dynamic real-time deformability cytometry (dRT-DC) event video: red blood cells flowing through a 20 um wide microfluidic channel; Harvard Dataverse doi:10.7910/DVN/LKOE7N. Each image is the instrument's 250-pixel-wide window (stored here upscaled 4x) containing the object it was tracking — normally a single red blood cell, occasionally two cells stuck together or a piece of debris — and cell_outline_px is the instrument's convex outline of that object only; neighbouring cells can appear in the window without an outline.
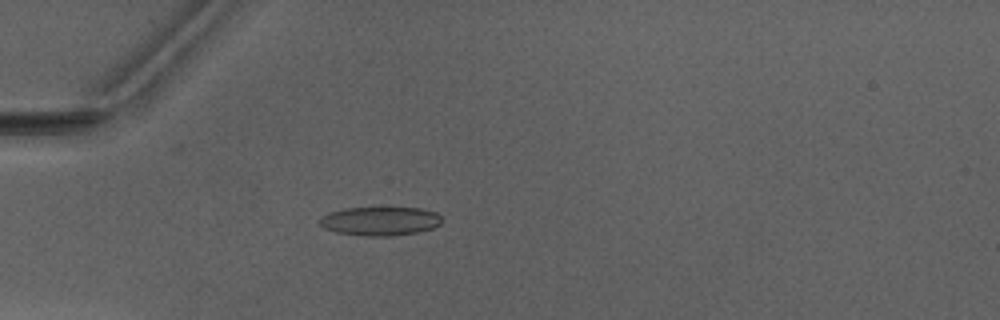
{"species": "Egyptian fruit bat (a non-hibernating species)", "species_latin": "Rousettus aegyptiacus", "temperature_condition": "warm", "stored_images_in_passage": 1, "camera_frame_rate_fps": 3000, "um_per_image_px": 0.085, "animal": {"sex": "male"}, "frame": {"image": 1, "passage_image": 1, "time_ms": 0.0, "image_size_px": [1000, 320], "cell_outline_px": [[444, 220], [440, 224], [432, 228], [420, 232], [392, 236], [364, 236], [336, 232], [324, 228], [320, 224], [320, 220], [328, 212], [344, 208], [420, 208], [436, 212]], "centroid_in_image_um": [32.34, 18.8], "position_along_channel_um": 52.7, "area_um2": 20.58}}